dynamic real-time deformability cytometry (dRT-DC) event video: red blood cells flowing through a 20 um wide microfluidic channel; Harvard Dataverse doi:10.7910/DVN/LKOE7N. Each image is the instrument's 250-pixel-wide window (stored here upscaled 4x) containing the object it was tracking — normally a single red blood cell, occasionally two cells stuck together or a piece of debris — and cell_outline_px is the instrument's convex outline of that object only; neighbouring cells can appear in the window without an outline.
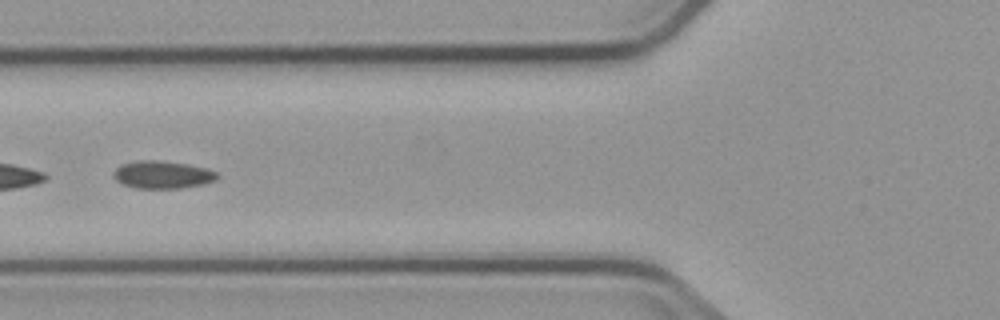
{"species": "common noctule bat (a hibernating species)", "species_latin": "Nyctalus noctula", "temperature_condition": "cold", "stored_images_in_passage": 5, "camera_frame_rate_fps": 3000, "um_per_image_px": 0.085, "animal": {"sex": "male", "body_mass_g": 23.1, "forearm_length_mm": 52.7}, "frame": {"image": 1, "passage_image": 3, "time_ms": 5.0, "image_size_px": [1000, 320], "cell_outline_px": [[220, 176], [216, 180], [204, 184], [180, 188], [136, 188], [124, 184], [116, 180], [112, 176], [112, 172], [120, 164], [136, 160], [160, 160], [188, 164], [208, 168], [216, 172]], "centroid_in_image_um": [13.81, 14.83], "position_along_channel_um": 112.0, "area_um2": 16.94}}
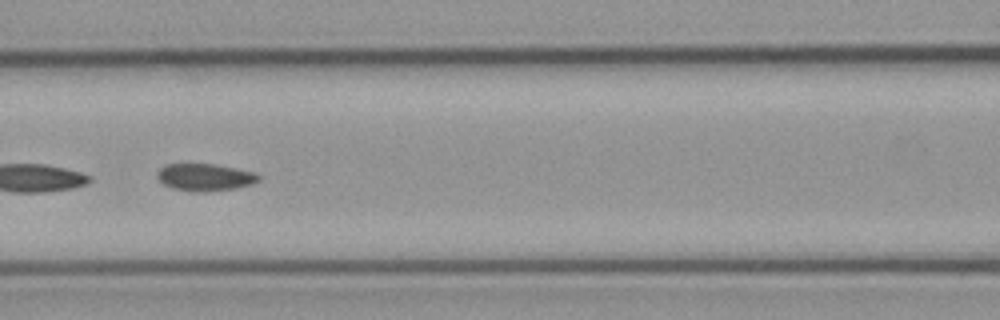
{"frame": {"image": 2, "passage_image": 4, "time_ms": 6.0, "image_size_px": [1000, 320], "cell_outline_px": [[260, 180], [252, 184], [236, 188], [204, 192], [192, 192], [172, 188], [164, 184], [156, 176], [156, 172], [164, 164], [216, 164], [256, 172], [260, 176]], "centroid_in_image_um": [17.43, 15.06], "position_along_channel_um": 149.2, "area_um2": 16.3}}
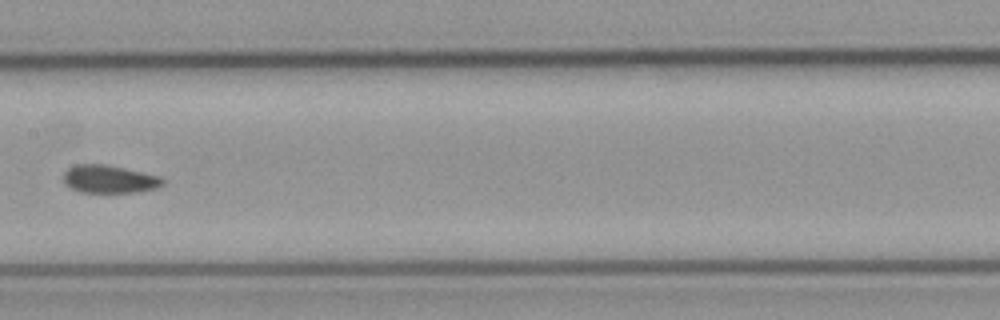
{"frame": {"image": 3, "passage_image": 5, "time_ms": 7.333, "image_size_px": [1000, 320], "cell_outline_px": [[164, 184], [156, 188], [136, 192], [84, 192], [72, 188], [64, 184], [64, 172], [68, 168], [76, 164], [104, 164], [124, 168], [160, 176], [164, 180]], "centroid_in_image_um": [9.29, 15.22], "position_along_channel_um": 198.1, "area_um2": 16.01}}